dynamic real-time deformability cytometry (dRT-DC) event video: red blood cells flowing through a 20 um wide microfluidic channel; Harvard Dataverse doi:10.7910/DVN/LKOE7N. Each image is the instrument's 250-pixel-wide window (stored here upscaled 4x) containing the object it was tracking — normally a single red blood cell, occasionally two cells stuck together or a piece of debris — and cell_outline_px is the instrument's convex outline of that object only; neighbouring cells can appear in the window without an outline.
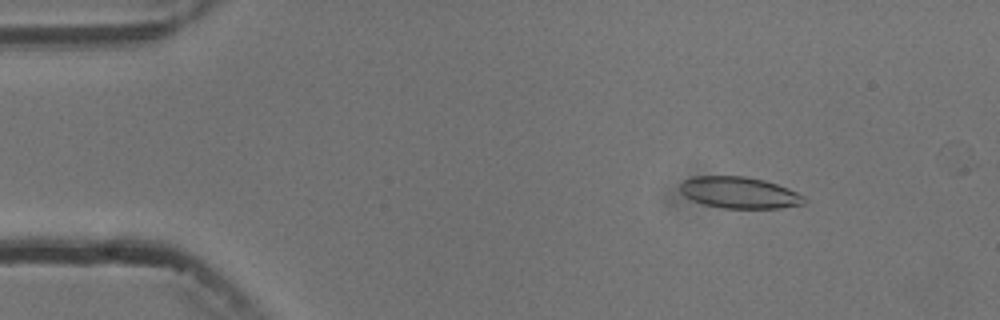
{"species": "common noctule bat (a hibernating species)", "species_latin": "Nyctalus noctula", "temperature_condition": "cold", "stored_images_in_passage": 5, "camera_frame_rate_fps": 3000, "um_per_image_px": 0.085, "animal": {"sex": "male", "body_mass_g": 13.3}, "frame": {"image": 1, "passage_image": 2, "time_ms": 1.0, "image_size_px": [1000, 320], "cell_outline_px": [[804, 204], [780, 208], [724, 208], [704, 204], [692, 200], [684, 196], [680, 192], [680, 184], [684, 180], [692, 176], [744, 176], [764, 180], [788, 188], [804, 196]], "centroid_in_image_um": [62.81, 16.37], "position_along_channel_um": 22.2, "area_um2": 22.72}}